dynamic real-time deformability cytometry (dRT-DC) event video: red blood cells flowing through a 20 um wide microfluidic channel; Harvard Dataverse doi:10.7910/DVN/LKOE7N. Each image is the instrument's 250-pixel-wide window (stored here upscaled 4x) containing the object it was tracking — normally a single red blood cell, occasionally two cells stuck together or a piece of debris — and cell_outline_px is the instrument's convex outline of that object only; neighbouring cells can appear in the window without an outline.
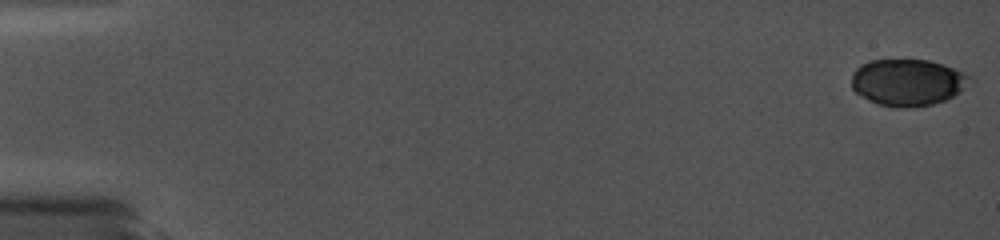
{"species": "common noctule bat (a hibernating species)", "species_latin": "Nyctalus noctula", "temperature_condition": "cold", "stored_images_in_passage": 6, "camera_frame_rate_fps": 5000, "um_per_image_px": 0.085, "animal": {"sex": "female", "body_mass_g": 19.0, "forearm_length_mm": 56.7}, "frame": {"image": 1, "passage_image": 1, "time_ms": 0.0, "image_size_px": [1000, 240], "cell_outline_px": [[972, 80], [960, 92], [944, 100], [932, 104], [908, 108], [896, 108], [880, 104], [868, 100], [856, 92], [852, 88], [852, 76], [856, 68], [860, 64], [868, 60], [928, 60], [944, 64], [968, 76]], "centroid_in_image_um": [77.12, 7.0], "position_along_channel_um": 7.9, "area_um2": 32.02}}